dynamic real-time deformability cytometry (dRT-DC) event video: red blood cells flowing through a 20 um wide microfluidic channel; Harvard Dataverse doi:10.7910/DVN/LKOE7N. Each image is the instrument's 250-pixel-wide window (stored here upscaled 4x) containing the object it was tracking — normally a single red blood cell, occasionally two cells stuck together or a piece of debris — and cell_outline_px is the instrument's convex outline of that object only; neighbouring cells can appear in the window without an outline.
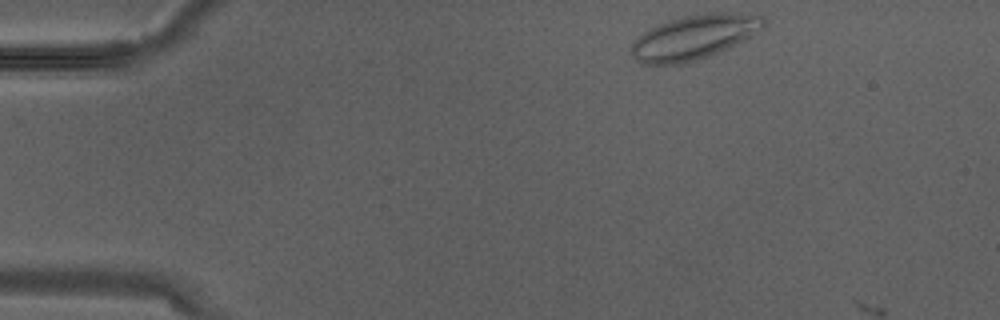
{"species": "Egyptian fruit bat (a non-hibernating species)", "species_latin": "Rousettus aegyptiacus", "temperature_condition": "warm", "stored_images_in_passage": 2, "camera_frame_rate_fps": 3000, "um_per_image_px": 0.085, "animal": {"sex": "male"}, "frame": {"image": 1, "passage_image": 1, "time_ms": 0.0, "image_size_px": [1000, 320], "cell_outline_px": [[764, 28], [752, 36], [744, 40], [708, 56], [684, 64], [640, 64], [628, 52], [632, 44], [644, 32], [660, 24], [680, 16], [708, 12], [724, 12], [764, 16]], "centroid_in_image_um": [58.98, 3.16], "position_along_channel_um": 26.0, "area_um2": 34.16}}